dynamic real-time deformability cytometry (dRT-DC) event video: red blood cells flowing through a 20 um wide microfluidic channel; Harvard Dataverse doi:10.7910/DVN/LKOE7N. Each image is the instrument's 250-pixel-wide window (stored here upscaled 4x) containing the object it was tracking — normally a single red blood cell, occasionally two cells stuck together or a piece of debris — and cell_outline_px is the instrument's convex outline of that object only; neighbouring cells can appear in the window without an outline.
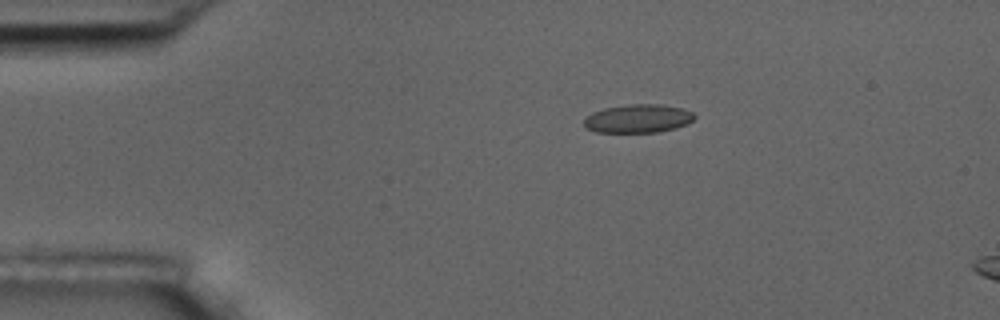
{"species": "common noctule bat (a hibernating species)", "species_latin": "Nyctalus noctula", "temperature_condition": "room temperature", "stored_images_in_passage": 5, "camera_frame_rate_fps": 3000, "um_per_image_px": 0.085, "animal": {"sex": "male", "body_mass_g": 17.5, "forearm_length_mm": 52.3}, "frame": {"image": 1, "passage_image": 3, "time_ms": 2.333, "image_size_px": [1000, 320], "cell_outline_px": [[696, 116], [692, 120], [676, 128], [656, 132], [596, 132], [584, 128], [584, 120], [592, 112], [604, 108], [628, 104], [660, 104], [684, 108], [692, 112]], "centroid_in_image_um": [54.21, 10.07], "position_along_channel_um": 30.8, "area_um2": 18.32}}